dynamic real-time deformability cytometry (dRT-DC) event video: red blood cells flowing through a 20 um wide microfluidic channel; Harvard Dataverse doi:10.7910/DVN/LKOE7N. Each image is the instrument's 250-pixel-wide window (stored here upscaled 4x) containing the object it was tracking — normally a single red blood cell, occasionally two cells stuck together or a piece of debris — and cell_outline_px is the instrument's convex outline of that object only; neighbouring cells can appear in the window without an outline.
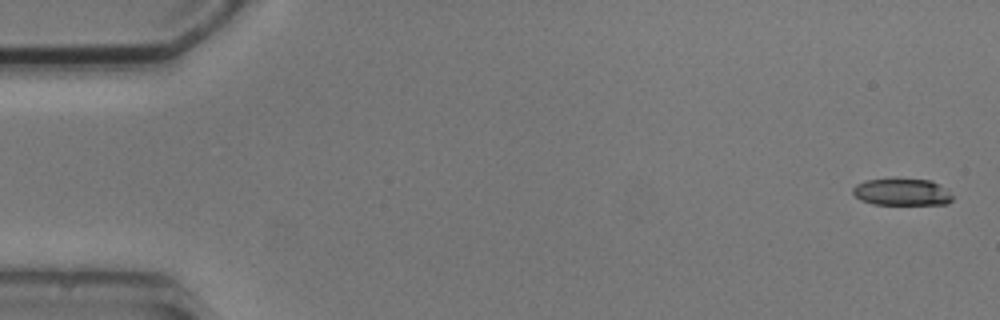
{"species": "common noctule bat (a hibernating species)", "species_latin": "Nyctalus noctula", "temperature_condition": "cold", "stored_images_in_passage": 6, "camera_frame_rate_fps": 3000, "um_per_image_px": 0.085, "animal": {"sex": "male", "body_mass_g": 20.5, "forearm_length_mm": 52.5}, "frame": {"image": 1, "passage_image": 1, "time_ms": 0.0, "image_size_px": [1000, 320], "cell_outline_px": [[952, 200], [948, 204], [872, 204], [860, 200], [852, 192], [852, 188], [856, 184], [864, 180], [892, 176], [896, 176], [932, 180], [944, 188], [952, 196]], "centroid_in_image_um": [76.61, 16.27], "position_along_channel_um": 8.4, "area_um2": 16.36}}
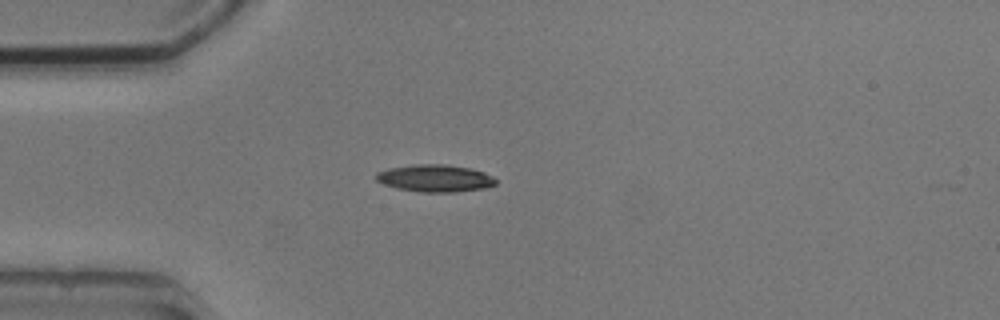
{"frame": {"image": 2, "passage_image": 4, "time_ms": 4.333, "image_size_px": [1000, 320], "cell_outline_px": [[496, 184], [484, 188], [456, 192], [420, 192], [396, 188], [384, 184], [376, 180], [376, 172], [388, 168], [416, 164], [444, 164], [468, 168], [484, 172], [492, 176], [496, 180]], "centroid_in_image_um": [36.96, 15.15], "position_along_channel_um": 48.0, "area_um2": 18.96}}